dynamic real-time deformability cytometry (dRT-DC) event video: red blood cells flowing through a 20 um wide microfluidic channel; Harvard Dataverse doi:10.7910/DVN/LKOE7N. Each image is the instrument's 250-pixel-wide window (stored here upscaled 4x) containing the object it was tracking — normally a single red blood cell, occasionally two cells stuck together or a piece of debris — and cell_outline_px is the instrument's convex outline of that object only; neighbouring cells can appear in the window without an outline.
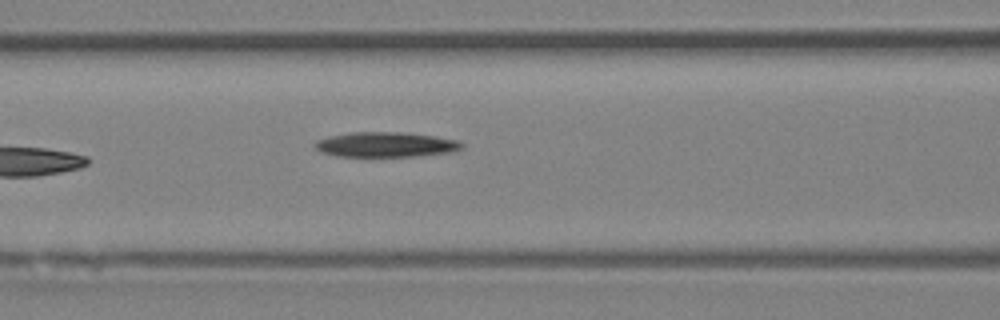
{"species": "Egyptian fruit bat (a non-hibernating species)", "species_latin": "Rousettus aegyptiacus", "temperature_condition": "room temperature", "stored_images_in_passage": 7, "camera_frame_rate_fps": 3000, "um_per_image_px": 0.085, "animal": {"sex": "female"}, "frame": {"image": 1, "passage_image": 7, "time_ms": 7.0, "image_size_px": [1000, 320], "cell_outline_px": [[464, 144], [460, 148], [452, 152], [416, 156], [336, 156], [320, 152], [312, 144], [316, 140], [328, 136], [352, 132], [400, 132], [432, 136], [456, 140]], "centroid_in_image_um": [32.71, 12.29], "position_along_channel_um": 133.9, "area_um2": 21.27}}